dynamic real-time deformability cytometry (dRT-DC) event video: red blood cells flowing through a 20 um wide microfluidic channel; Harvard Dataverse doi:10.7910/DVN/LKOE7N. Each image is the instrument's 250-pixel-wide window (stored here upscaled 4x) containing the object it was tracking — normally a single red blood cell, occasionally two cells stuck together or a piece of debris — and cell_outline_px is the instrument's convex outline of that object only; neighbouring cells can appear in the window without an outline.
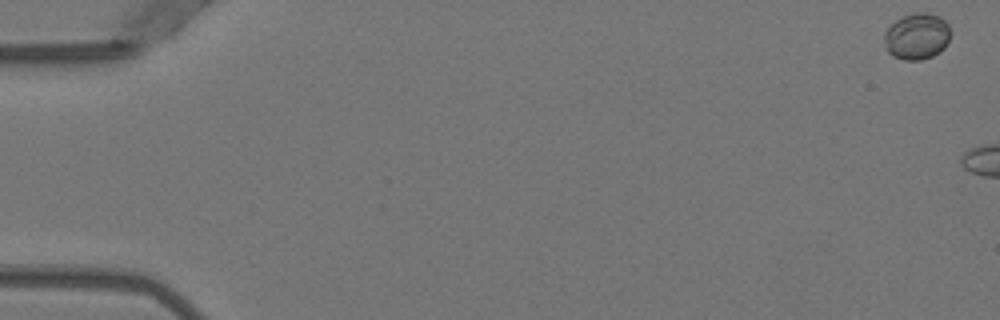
{"species": "Egyptian fruit bat (a non-hibernating species)", "species_latin": "Rousettus aegyptiacus", "temperature_condition": "warm", "stored_images_in_passage": 5, "camera_frame_rate_fps": 3000, "um_per_image_px": 0.085, "animal": {"sex": "female"}, "frame": {"image": 1, "passage_image": 1, "time_ms": 0.0, "image_size_px": [1000, 320], "cell_outline_px": [[952, 32], [944, 48], [940, 52], [932, 56], [920, 60], [904, 60], [892, 56], [884, 48], [884, 32], [896, 20], [904, 16], [916, 12], [928, 12], [940, 16], [948, 24]], "centroid_in_image_um": [77.94, 3.09], "position_along_channel_um": 7.1, "area_um2": 18.15}}